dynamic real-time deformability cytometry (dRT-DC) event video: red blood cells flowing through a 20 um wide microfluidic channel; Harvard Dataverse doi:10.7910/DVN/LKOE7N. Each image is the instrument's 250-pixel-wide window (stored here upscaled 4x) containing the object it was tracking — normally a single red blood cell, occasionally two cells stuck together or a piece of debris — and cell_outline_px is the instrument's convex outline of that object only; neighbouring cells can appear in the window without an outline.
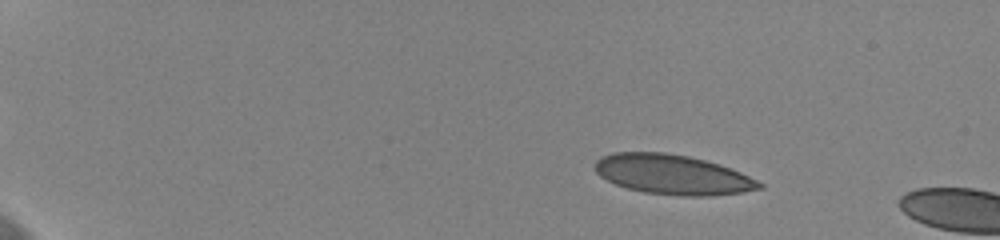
{"species": "human", "species_latin": "Homo sapiens", "temperature_condition": "cold", "stored_images_in_passage": 15, "camera_frame_rate_fps": 3000, "um_per_image_px": 0.085, "donor": {"sex": "female"}, "frame": {"image": 1, "passage_image": 11, "time_ms": 3.333, "image_size_px": [1000, 240], "cell_outline_px": [[764, 188], [740, 192], [712, 196], [680, 196], [644, 192], [628, 188], [616, 184], [600, 176], [596, 172], [596, 160], [600, 156], [612, 152], [664, 152], [688, 156], [720, 164], [740, 172], [764, 184]], "centroid_in_image_um": [57.16, 14.83], "position_along_channel_um": 27.8, "area_um2": 38.03}}